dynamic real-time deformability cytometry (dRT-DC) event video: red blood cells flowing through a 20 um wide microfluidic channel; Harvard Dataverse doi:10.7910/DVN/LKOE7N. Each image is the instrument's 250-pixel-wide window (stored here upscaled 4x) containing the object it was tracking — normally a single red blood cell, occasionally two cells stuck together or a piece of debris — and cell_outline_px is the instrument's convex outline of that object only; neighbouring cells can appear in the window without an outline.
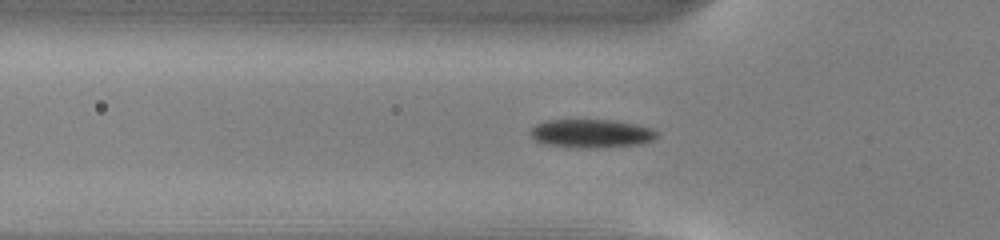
{"species": "common noctule bat (a hibernating species)", "species_latin": "Nyctalus noctula", "temperature_condition": "warm", "stored_images_in_passage": 43, "camera_frame_rate_fps": 3000, "um_per_image_px": 0.085, "animal": {"sex": "male", "body_mass_g": 13.0, "forearm_length_mm": 53.1}, "frame": {"image": 1, "passage_image": 15, "time_ms": 4.667, "image_size_px": [1000, 240], "cell_outline_px": [[656, 140], [640, 144], [584, 148], [580, 148], [544, 144], [536, 140], [532, 136], [532, 128], [536, 124], [548, 120], [612, 120], [636, 124], [652, 128], [656, 132]], "centroid_in_image_um": [50.29, 11.34], "position_along_channel_um": 75.5, "area_um2": 20.75}}
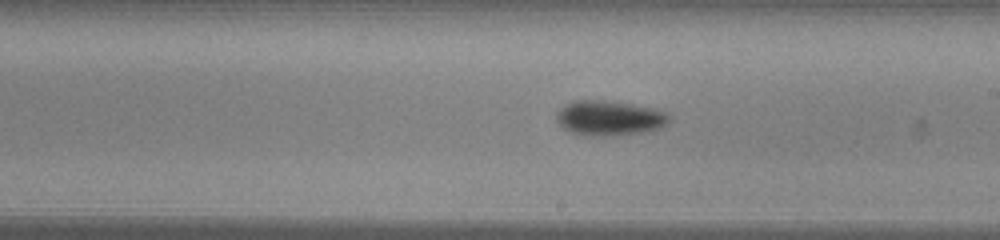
{"frame": {"image": 2, "passage_image": 27, "time_ms": 8.667, "image_size_px": [1000, 240], "cell_outline_px": [[668, 124], [660, 128], [648, 132], [612, 136], [580, 136], [564, 128], [556, 120], [556, 112], [560, 108], [576, 100], [596, 100], [628, 104], [652, 108], [664, 112], [668, 116]], "centroid_in_image_um": [51.77, 10.07], "position_along_channel_um": 237.2, "area_um2": 22.83}}
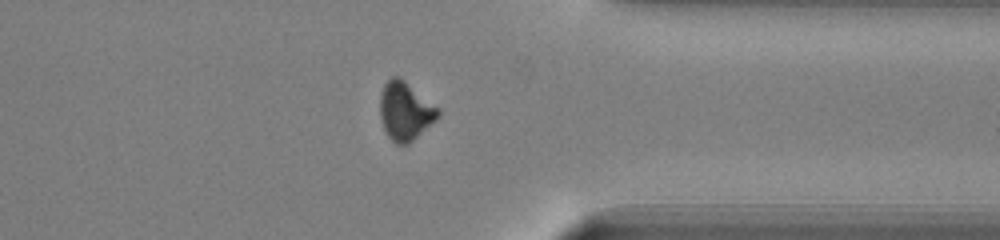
{"frame": {"image": 3, "passage_image": 38, "time_ms": 12.333, "image_size_px": [1000, 240], "cell_outline_px": [[440, 116], [436, 120], [408, 144], [396, 144], [388, 136], [384, 128], [380, 116], [380, 96], [384, 84], [392, 76], [396, 76], [404, 80], [440, 108]], "centroid_in_image_um": [34.46, 9.44], "position_along_channel_um": 376.9, "area_um2": 19.65}, "authors_computed_cell_mechanics": {"area_um2": 20.2878, "velocity_mm_per_s": 4.0452, "shape_relaxation_time_tau1_ms": 3.2107, "shape_relaxation_time_tau2_ms": null, "deformation_change_tau1": 0.1179, "deformation_change_tau2": null}}